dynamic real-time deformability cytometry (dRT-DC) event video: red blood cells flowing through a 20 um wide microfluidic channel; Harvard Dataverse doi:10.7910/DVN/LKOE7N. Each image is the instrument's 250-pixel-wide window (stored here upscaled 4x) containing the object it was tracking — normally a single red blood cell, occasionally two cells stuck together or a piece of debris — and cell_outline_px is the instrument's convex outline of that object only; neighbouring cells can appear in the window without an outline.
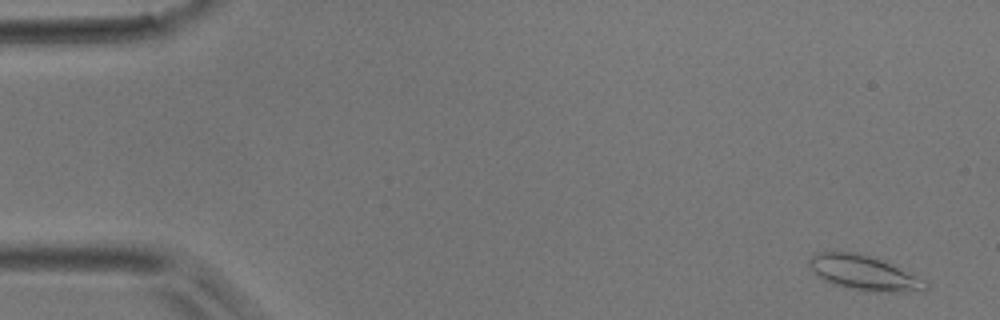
{"species": "common noctule bat (a hibernating species)", "species_latin": "Nyctalus noctula", "temperature_condition": "room temperature", "stored_images_in_passage": 48, "camera_frame_rate_fps": 3000, "um_per_image_px": 0.085, "animal": {"sex": "male", "body_mass_g": 17.9}, "frame": {"image": 1, "passage_image": 3, "time_ms": 0.667, "image_size_px": [1000, 320], "cell_outline_px": [[928, 288], [924, 292], [864, 292], [844, 288], [832, 284], [824, 280], [808, 264], [808, 256], [816, 252], [856, 252], [880, 260], [928, 280]], "centroid_in_image_um": [73.48, 23.23], "position_along_channel_um": 11.5, "area_um2": 23.87}}
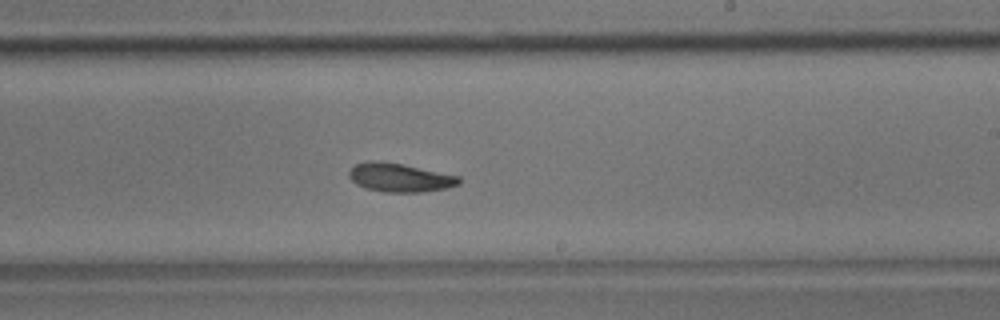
{"frame": {"image": 2, "passage_image": 29, "time_ms": 9.333, "image_size_px": [1000, 320], "cell_outline_px": [[460, 184], [448, 188], [424, 192], [384, 192], [364, 188], [356, 184], [348, 176], [348, 172], [356, 164], [368, 160], [380, 160], [404, 164], [460, 176]], "centroid_in_image_um": [33.98, 15.09], "position_along_channel_um": 255.0, "area_um2": 18.67}}
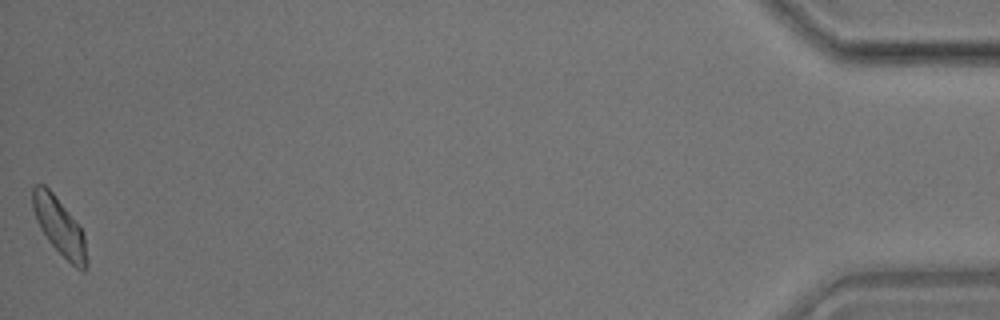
{"frame": {"image": 3, "passage_image": 48, "time_ms": 15.667, "image_size_px": [1000, 320], "cell_outline_px": [[88, 264], [84, 272], [76, 268], [48, 240], [40, 228], [36, 220], [32, 208], [32, 188], [36, 184], [44, 184], [52, 192], [84, 232], [88, 260]], "centroid_in_image_um": [5.06, 19.26], "position_along_channel_um": 430.1, "area_um2": 17.92}}